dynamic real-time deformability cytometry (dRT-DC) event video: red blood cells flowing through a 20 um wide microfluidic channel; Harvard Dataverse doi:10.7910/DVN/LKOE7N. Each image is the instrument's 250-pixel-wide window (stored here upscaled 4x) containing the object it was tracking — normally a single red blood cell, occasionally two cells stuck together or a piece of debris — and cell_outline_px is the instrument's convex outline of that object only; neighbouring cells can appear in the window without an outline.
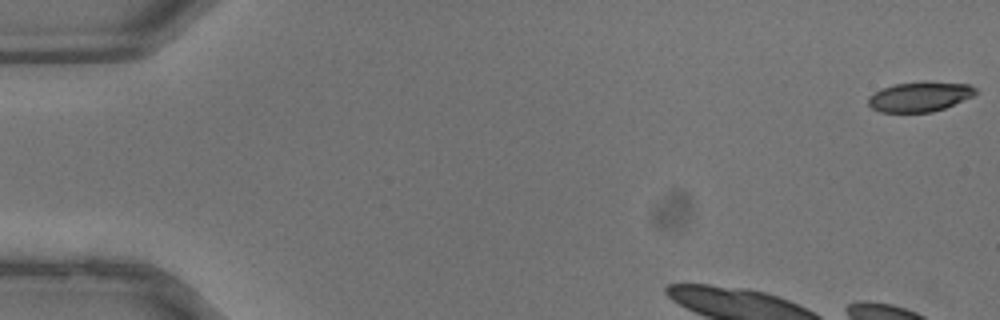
{"species": "common noctule bat (a hibernating species)", "species_latin": "Nyctalus noctula", "temperature_condition": "warm", "stored_images_in_passage": 5, "camera_frame_rate_fps": 3000, "um_per_image_px": 0.085, "animal": {"sex": "male", "body_mass_g": 13.3}, "frame": {"image": 1, "passage_image": 1, "time_ms": 0.0, "image_size_px": [1000, 320], "cell_outline_px": [[980, 92], [972, 96], [944, 108], [932, 112], [880, 112], [872, 108], [868, 104], [868, 96], [884, 88], [896, 84], [968, 84], [976, 88]], "centroid_in_image_um": [78.16, 8.27], "position_along_channel_um": 6.8, "area_um2": 17.74}}